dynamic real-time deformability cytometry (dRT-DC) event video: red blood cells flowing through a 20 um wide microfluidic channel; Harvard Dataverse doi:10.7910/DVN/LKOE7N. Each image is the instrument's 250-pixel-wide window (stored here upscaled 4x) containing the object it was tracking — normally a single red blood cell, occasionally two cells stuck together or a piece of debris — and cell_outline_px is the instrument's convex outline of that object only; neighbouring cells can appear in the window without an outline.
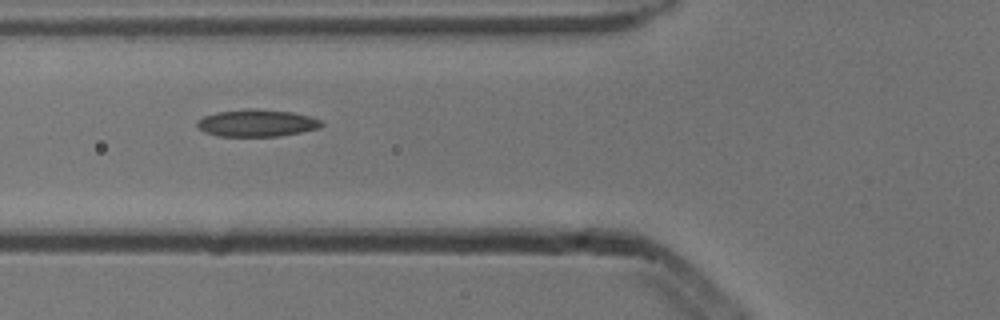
{"species": "common noctule bat (a hibernating species)", "species_latin": "Nyctalus noctula", "temperature_condition": "cold", "stored_images_in_passage": 5, "camera_frame_rate_fps": 3000, "um_per_image_px": 0.085, "animal": {"sex": "male", "body_mass_g": 13.3}, "frame": {"image": 1, "passage_image": 3, "time_ms": 0.667, "image_size_px": [1000, 320], "cell_outline_px": [[324, 124], [316, 128], [300, 132], [280, 136], [220, 136], [204, 132], [196, 124], [196, 120], [204, 116], [216, 112], [256, 108], [292, 112], [312, 116], [320, 120]], "centroid_in_image_um": [21.82, 10.45], "position_along_channel_um": 104.0, "area_um2": 19.59}}
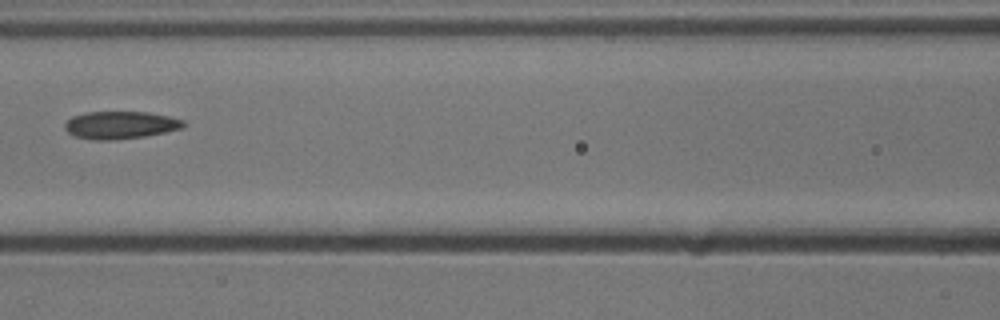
{"frame": {"image": 2, "passage_image": 4, "time_ms": 1.0, "image_size_px": [1000, 320], "cell_outline_px": [[188, 124], [184, 128], [144, 136], [116, 140], [92, 140], [76, 136], [68, 132], [64, 128], [64, 124], [72, 116], [84, 112], [148, 112], [168, 116], [184, 120]], "centroid_in_image_um": [10.25, 10.63], "position_along_channel_um": 156.4, "area_um2": 19.19}}
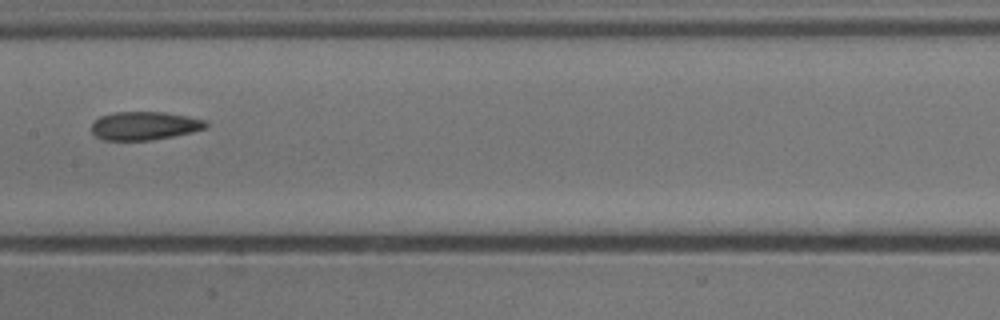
{"frame": {"image": 3, "passage_image": 5, "time_ms": 1.333, "image_size_px": [1000, 320], "cell_outline_px": [[208, 128], [192, 132], [152, 140], [104, 140], [96, 136], [92, 132], [92, 124], [100, 116], [116, 112], [164, 112], [188, 116], [208, 120]], "centroid_in_image_um": [12.33, 10.69], "position_along_channel_um": 195.1, "area_um2": 18.96}}